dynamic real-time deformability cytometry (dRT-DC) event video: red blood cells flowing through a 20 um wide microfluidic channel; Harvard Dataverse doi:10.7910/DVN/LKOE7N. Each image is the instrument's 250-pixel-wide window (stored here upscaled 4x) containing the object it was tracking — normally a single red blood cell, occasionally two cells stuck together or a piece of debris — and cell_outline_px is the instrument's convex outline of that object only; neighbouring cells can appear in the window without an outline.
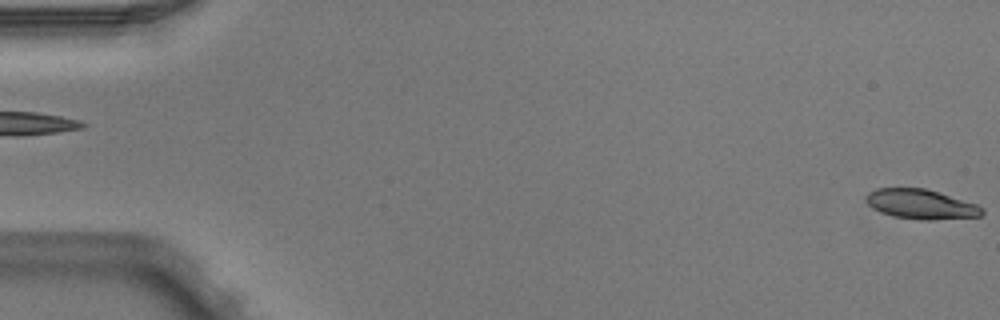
{"species": "Egyptian fruit bat (a non-hibernating species)", "species_latin": "Rousettus aegyptiacus", "temperature_condition": "warm", "stored_images_in_passage": 4, "segment_of_instrument_passage": [2, 2], "camera_frame_rate_fps": 3000, "um_per_image_px": 0.085, "animal": {"sex": "male"}, "frame": {"image": 1, "passage_image": 4, "time_ms": 1.0, "image_size_px": [1000, 320], "cell_outline_px": [[984, 212], [980, 216], [932, 220], [920, 220], [892, 216], [880, 212], [872, 208], [868, 204], [868, 196], [876, 188], [924, 188], [976, 204], [984, 208]], "centroid_in_image_um": [78.3, 17.37], "position_along_channel_um": 6.7, "area_um2": 19.77}}